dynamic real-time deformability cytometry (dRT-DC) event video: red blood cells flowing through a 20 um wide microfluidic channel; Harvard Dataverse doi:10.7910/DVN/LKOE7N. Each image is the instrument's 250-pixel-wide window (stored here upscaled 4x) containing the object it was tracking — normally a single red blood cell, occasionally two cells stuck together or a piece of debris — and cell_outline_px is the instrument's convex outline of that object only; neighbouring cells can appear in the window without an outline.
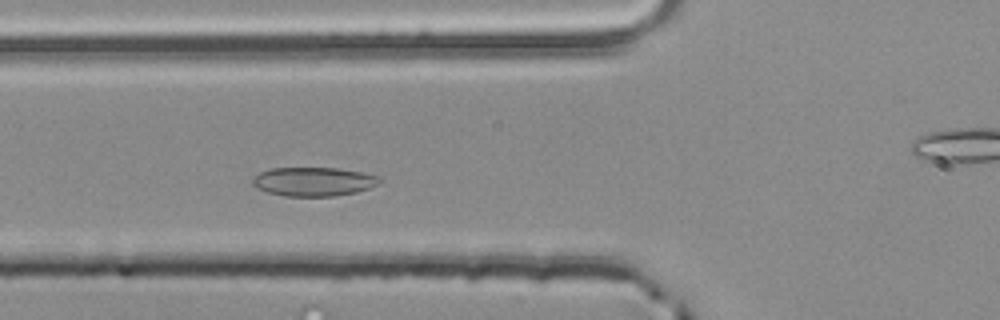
{"species": "common noctule bat (a hibernating species)", "species_latin": "Nyctalus noctula", "temperature_condition": "room temperature", "stored_images_in_passage": 47, "camera_frame_rate_fps": 3000, "um_per_image_px": 0.085, "animal": {"sex": "male", "body_mass_g": 20.4}, "frame": {"image": 1, "passage_image": 12, "time_ms": 3.667, "image_size_px": [1000, 320], "cell_outline_px": [[380, 180], [376, 184], [368, 188], [356, 192], [332, 196], [284, 196], [268, 192], [256, 188], [252, 184], [252, 180], [260, 172], [272, 168], [336, 168], [360, 172], [380, 176]], "centroid_in_image_um": [26.62, 15.44], "position_along_channel_um": 99.2, "area_um2": 21.15}}
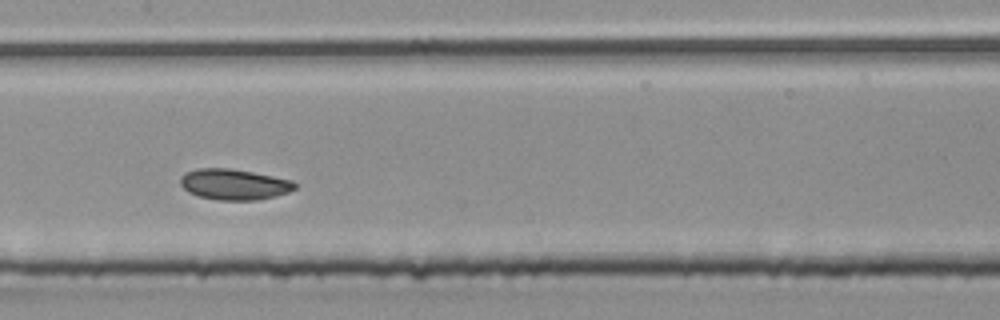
{"frame": {"image": 2, "passage_image": 19, "time_ms": 6.0, "image_size_px": [1000, 320], "cell_outline_px": [[296, 188], [288, 192], [276, 196], [256, 200], [216, 200], [200, 196], [188, 192], [180, 184], [180, 176], [184, 172], [196, 168], [228, 168], [252, 172], [292, 180], [296, 184]], "centroid_in_image_um": [19.87, 15.67], "position_along_channel_um": 187.5, "area_um2": 20.58}}
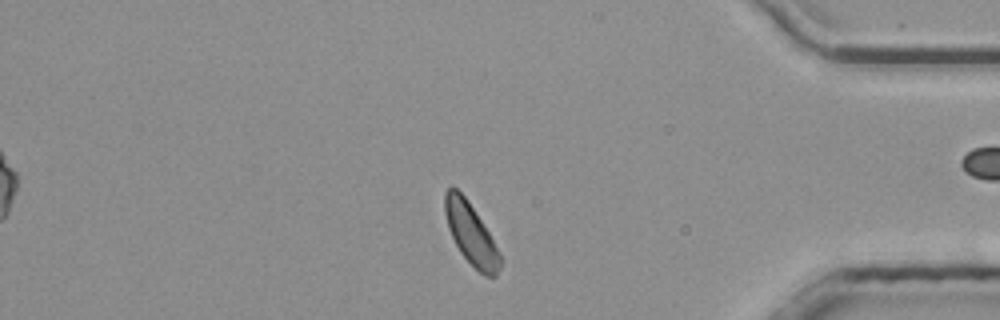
{"frame": {"image": 3, "passage_image": 38, "time_ms": 12.333, "image_size_px": [1000, 320], "cell_outline_px": [[500, 268], [496, 276], [484, 276], [460, 252], [448, 228], [444, 212], [444, 192], [452, 184], [464, 196], [488, 232], [500, 252]], "centroid_in_image_um": [40.0, 19.86], "position_along_channel_um": 395.2, "area_um2": 19.31}, "authors_computed_cell_mechanics": {"area_um2": 20.519, "velocity_mm_per_s": 3.772, "shape_relaxation_time_tau1_ms": 7.8543, "shape_relaxation_time_tau2_ms": 7.7206, "deformation_change_tau1": 0.165, "deformation_change_tau2": 0.1042}}